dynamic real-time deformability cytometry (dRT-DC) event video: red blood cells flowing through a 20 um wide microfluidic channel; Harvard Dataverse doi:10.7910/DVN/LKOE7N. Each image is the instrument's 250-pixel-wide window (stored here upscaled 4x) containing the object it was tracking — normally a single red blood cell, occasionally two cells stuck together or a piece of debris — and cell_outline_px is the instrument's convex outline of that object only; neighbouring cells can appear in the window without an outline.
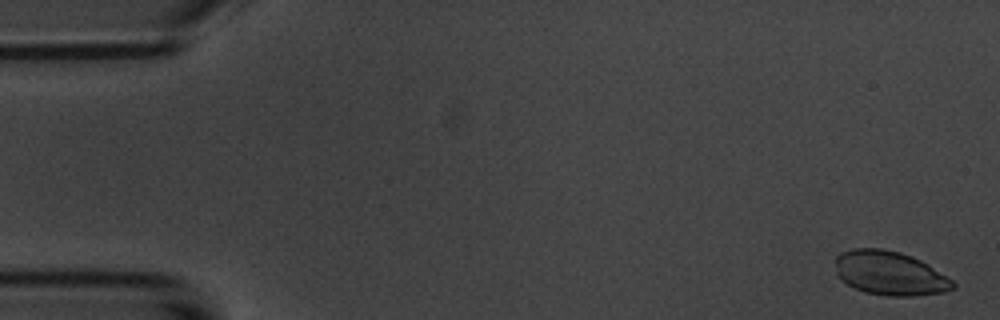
{"species": "common noctule bat (a hibernating species)", "species_latin": "Nyctalus noctula", "temperature_condition": "room temperature", "stored_images_in_passage": 3, "camera_frame_rate_fps": 3000, "um_per_image_px": 0.085, "animal": {"sex": "male", "body_mass_g": 20.1, "forearm_length_mm": 53.5}, "frame": {"image": 1, "passage_image": 1, "time_ms": 0.0, "image_size_px": [1000, 320], "cell_outline_px": [[956, 288], [944, 292], [912, 296], [888, 296], [868, 292], [856, 288], [840, 280], [836, 276], [836, 256], [840, 252], [852, 248], [880, 248], [900, 252], [912, 256], [928, 264], [952, 280], [956, 284]], "centroid_in_image_um": [75.63, 23.21], "position_along_channel_um": 9.4, "area_um2": 30.23}}